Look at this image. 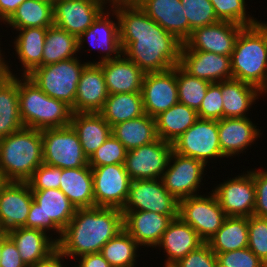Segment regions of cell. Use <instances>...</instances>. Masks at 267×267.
I'll return each mask as SVG.
<instances>
[{
  "instance_id": "c3c4849f",
  "label": "cell",
  "mask_w": 267,
  "mask_h": 267,
  "mask_svg": "<svg viewBox=\"0 0 267 267\" xmlns=\"http://www.w3.org/2000/svg\"><path fill=\"white\" fill-rule=\"evenodd\" d=\"M61 168L42 163L27 181L31 190L59 189Z\"/></svg>"
},
{
  "instance_id": "e0dca14e",
  "label": "cell",
  "mask_w": 267,
  "mask_h": 267,
  "mask_svg": "<svg viewBox=\"0 0 267 267\" xmlns=\"http://www.w3.org/2000/svg\"><path fill=\"white\" fill-rule=\"evenodd\" d=\"M242 25L227 21L196 28L183 43L181 51H203L231 56Z\"/></svg>"
},
{
  "instance_id": "836d02e7",
  "label": "cell",
  "mask_w": 267,
  "mask_h": 267,
  "mask_svg": "<svg viewBox=\"0 0 267 267\" xmlns=\"http://www.w3.org/2000/svg\"><path fill=\"white\" fill-rule=\"evenodd\" d=\"M112 134L127 151L150 144L158 139L155 118L147 114L114 125Z\"/></svg>"
},
{
  "instance_id": "f1b7e54d",
  "label": "cell",
  "mask_w": 267,
  "mask_h": 267,
  "mask_svg": "<svg viewBox=\"0 0 267 267\" xmlns=\"http://www.w3.org/2000/svg\"><path fill=\"white\" fill-rule=\"evenodd\" d=\"M220 91L223 97V118L250 117V111L252 108L255 110L257 101L267 97L256 86L236 79L221 81Z\"/></svg>"
},
{
  "instance_id": "603a6c76",
  "label": "cell",
  "mask_w": 267,
  "mask_h": 267,
  "mask_svg": "<svg viewBox=\"0 0 267 267\" xmlns=\"http://www.w3.org/2000/svg\"><path fill=\"white\" fill-rule=\"evenodd\" d=\"M204 241L199 237L198 233L192 226L185 223L179 216L173 219L167 230L163 233L161 240L153 249L162 251L165 257L162 259V265L174 266L183 259L192 250H195Z\"/></svg>"
},
{
  "instance_id": "be15d7a7",
  "label": "cell",
  "mask_w": 267,
  "mask_h": 267,
  "mask_svg": "<svg viewBox=\"0 0 267 267\" xmlns=\"http://www.w3.org/2000/svg\"><path fill=\"white\" fill-rule=\"evenodd\" d=\"M1 250H2V237L0 238V260H1Z\"/></svg>"
},
{
  "instance_id": "ffe728a7",
  "label": "cell",
  "mask_w": 267,
  "mask_h": 267,
  "mask_svg": "<svg viewBox=\"0 0 267 267\" xmlns=\"http://www.w3.org/2000/svg\"><path fill=\"white\" fill-rule=\"evenodd\" d=\"M106 8L99 0H57L54 25L79 37Z\"/></svg>"
},
{
  "instance_id": "7402d4cb",
  "label": "cell",
  "mask_w": 267,
  "mask_h": 267,
  "mask_svg": "<svg viewBox=\"0 0 267 267\" xmlns=\"http://www.w3.org/2000/svg\"><path fill=\"white\" fill-rule=\"evenodd\" d=\"M33 194L27 182H7L0 190V223L8 232L24 227Z\"/></svg>"
},
{
  "instance_id": "ab89813d",
  "label": "cell",
  "mask_w": 267,
  "mask_h": 267,
  "mask_svg": "<svg viewBox=\"0 0 267 267\" xmlns=\"http://www.w3.org/2000/svg\"><path fill=\"white\" fill-rule=\"evenodd\" d=\"M141 250L145 253L123 229L102 247L100 253L112 267H137Z\"/></svg>"
},
{
  "instance_id": "277c9868",
  "label": "cell",
  "mask_w": 267,
  "mask_h": 267,
  "mask_svg": "<svg viewBox=\"0 0 267 267\" xmlns=\"http://www.w3.org/2000/svg\"><path fill=\"white\" fill-rule=\"evenodd\" d=\"M42 163V130L22 127L0 139V170L7 182H27Z\"/></svg>"
},
{
  "instance_id": "db71d44e",
  "label": "cell",
  "mask_w": 267,
  "mask_h": 267,
  "mask_svg": "<svg viewBox=\"0 0 267 267\" xmlns=\"http://www.w3.org/2000/svg\"><path fill=\"white\" fill-rule=\"evenodd\" d=\"M67 260L70 261L58 248H56L46 258L38 261L35 265L30 267H70V262Z\"/></svg>"
},
{
  "instance_id": "7a4b0ae2",
  "label": "cell",
  "mask_w": 267,
  "mask_h": 267,
  "mask_svg": "<svg viewBox=\"0 0 267 267\" xmlns=\"http://www.w3.org/2000/svg\"><path fill=\"white\" fill-rule=\"evenodd\" d=\"M123 229V212L119 208L77 209L62 231L57 248L71 262L86 254L100 253L102 247Z\"/></svg>"
},
{
  "instance_id": "9c48e42d",
  "label": "cell",
  "mask_w": 267,
  "mask_h": 267,
  "mask_svg": "<svg viewBox=\"0 0 267 267\" xmlns=\"http://www.w3.org/2000/svg\"><path fill=\"white\" fill-rule=\"evenodd\" d=\"M208 168L204 162L198 159L186 157L172 151L167 169L163 173L161 180L169 193L180 201L191 196L203 194L201 192L203 189L206 191L209 189L204 186L205 176L210 173ZM203 186L205 188H201Z\"/></svg>"
},
{
  "instance_id": "5b68a950",
  "label": "cell",
  "mask_w": 267,
  "mask_h": 267,
  "mask_svg": "<svg viewBox=\"0 0 267 267\" xmlns=\"http://www.w3.org/2000/svg\"><path fill=\"white\" fill-rule=\"evenodd\" d=\"M18 97L24 127L43 130L70 125L71 107L48 96L27 76L18 75Z\"/></svg>"
},
{
  "instance_id": "74e56055",
  "label": "cell",
  "mask_w": 267,
  "mask_h": 267,
  "mask_svg": "<svg viewBox=\"0 0 267 267\" xmlns=\"http://www.w3.org/2000/svg\"><path fill=\"white\" fill-rule=\"evenodd\" d=\"M24 127L21 121L18 75L12 76L0 88V139Z\"/></svg>"
},
{
  "instance_id": "52a82bcc",
  "label": "cell",
  "mask_w": 267,
  "mask_h": 267,
  "mask_svg": "<svg viewBox=\"0 0 267 267\" xmlns=\"http://www.w3.org/2000/svg\"><path fill=\"white\" fill-rule=\"evenodd\" d=\"M75 57L57 63L38 66L27 77L48 96L74 106L77 85L84 67L89 63L86 59Z\"/></svg>"
},
{
  "instance_id": "4dcf8cb0",
  "label": "cell",
  "mask_w": 267,
  "mask_h": 267,
  "mask_svg": "<svg viewBox=\"0 0 267 267\" xmlns=\"http://www.w3.org/2000/svg\"><path fill=\"white\" fill-rule=\"evenodd\" d=\"M59 189L76 209L95 207L92 171L89 165L61 169Z\"/></svg>"
},
{
  "instance_id": "6125c7cd",
  "label": "cell",
  "mask_w": 267,
  "mask_h": 267,
  "mask_svg": "<svg viewBox=\"0 0 267 267\" xmlns=\"http://www.w3.org/2000/svg\"><path fill=\"white\" fill-rule=\"evenodd\" d=\"M41 1H45L47 3L54 5L57 0H41Z\"/></svg>"
},
{
  "instance_id": "d590c367",
  "label": "cell",
  "mask_w": 267,
  "mask_h": 267,
  "mask_svg": "<svg viewBox=\"0 0 267 267\" xmlns=\"http://www.w3.org/2000/svg\"><path fill=\"white\" fill-rule=\"evenodd\" d=\"M113 127L133 118L145 115L142 93L109 94L98 112Z\"/></svg>"
},
{
  "instance_id": "816d5d0a",
  "label": "cell",
  "mask_w": 267,
  "mask_h": 267,
  "mask_svg": "<svg viewBox=\"0 0 267 267\" xmlns=\"http://www.w3.org/2000/svg\"><path fill=\"white\" fill-rule=\"evenodd\" d=\"M0 267H27L14 242L5 233L2 236Z\"/></svg>"
},
{
  "instance_id": "f907efd6",
  "label": "cell",
  "mask_w": 267,
  "mask_h": 267,
  "mask_svg": "<svg viewBox=\"0 0 267 267\" xmlns=\"http://www.w3.org/2000/svg\"><path fill=\"white\" fill-rule=\"evenodd\" d=\"M264 167L252 168L256 189V204L253 215L267 218V168L265 165Z\"/></svg>"
},
{
  "instance_id": "f546056e",
  "label": "cell",
  "mask_w": 267,
  "mask_h": 267,
  "mask_svg": "<svg viewBox=\"0 0 267 267\" xmlns=\"http://www.w3.org/2000/svg\"><path fill=\"white\" fill-rule=\"evenodd\" d=\"M27 267L35 265L57 248V242L39 229L18 227L6 232Z\"/></svg>"
},
{
  "instance_id": "ba28073f",
  "label": "cell",
  "mask_w": 267,
  "mask_h": 267,
  "mask_svg": "<svg viewBox=\"0 0 267 267\" xmlns=\"http://www.w3.org/2000/svg\"><path fill=\"white\" fill-rule=\"evenodd\" d=\"M172 145L174 152L198 159L209 169L215 168L210 165L217 163V160L219 165L228 161L220 148L218 120L198 118Z\"/></svg>"
},
{
  "instance_id": "94428289",
  "label": "cell",
  "mask_w": 267,
  "mask_h": 267,
  "mask_svg": "<svg viewBox=\"0 0 267 267\" xmlns=\"http://www.w3.org/2000/svg\"><path fill=\"white\" fill-rule=\"evenodd\" d=\"M6 233V231L3 229L1 223H0V238Z\"/></svg>"
},
{
  "instance_id": "60d3db41",
  "label": "cell",
  "mask_w": 267,
  "mask_h": 267,
  "mask_svg": "<svg viewBox=\"0 0 267 267\" xmlns=\"http://www.w3.org/2000/svg\"><path fill=\"white\" fill-rule=\"evenodd\" d=\"M178 101L181 104L198 110L210 82L191 76L180 65L176 66Z\"/></svg>"
},
{
  "instance_id": "bcb514c9",
  "label": "cell",
  "mask_w": 267,
  "mask_h": 267,
  "mask_svg": "<svg viewBox=\"0 0 267 267\" xmlns=\"http://www.w3.org/2000/svg\"><path fill=\"white\" fill-rule=\"evenodd\" d=\"M215 255L218 267H266L248 247Z\"/></svg>"
},
{
  "instance_id": "3957f363",
  "label": "cell",
  "mask_w": 267,
  "mask_h": 267,
  "mask_svg": "<svg viewBox=\"0 0 267 267\" xmlns=\"http://www.w3.org/2000/svg\"><path fill=\"white\" fill-rule=\"evenodd\" d=\"M233 79L259 88L267 96V21L244 27L231 55Z\"/></svg>"
},
{
  "instance_id": "680465c9",
  "label": "cell",
  "mask_w": 267,
  "mask_h": 267,
  "mask_svg": "<svg viewBox=\"0 0 267 267\" xmlns=\"http://www.w3.org/2000/svg\"><path fill=\"white\" fill-rule=\"evenodd\" d=\"M6 183H7L6 179L4 178L3 174L0 173V190Z\"/></svg>"
},
{
  "instance_id": "d4e9b609",
  "label": "cell",
  "mask_w": 267,
  "mask_h": 267,
  "mask_svg": "<svg viewBox=\"0 0 267 267\" xmlns=\"http://www.w3.org/2000/svg\"><path fill=\"white\" fill-rule=\"evenodd\" d=\"M180 66L191 76L210 83L233 79L231 56L203 51H181Z\"/></svg>"
},
{
  "instance_id": "cb8c5ba5",
  "label": "cell",
  "mask_w": 267,
  "mask_h": 267,
  "mask_svg": "<svg viewBox=\"0 0 267 267\" xmlns=\"http://www.w3.org/2000/svg\"><path fill=\"white\" fill-rule=\"evenodd\" d=\"M105 78L98 63H88L80 76L77 85L73 113L99 112L108 97Z\"/></svg>"
},
{
  "instance_id": "44dd1931",
  "label": "cell",
  "mask_w": 267,
  "mask_h": 267,
  "mask_svg": "<svg viewBox=\"0 0 267 267\" xmlns=\"http://www.w3.org/2000/svg\"><path fill=\"white\" fill-rule=\"evenodd\" d=\"M122 212L124 230L141 248H144L145 252L148 248V251L150 248L153 251L169 223L178 217V215H162L152 211Z\"/></svg>"
},
{
  "instance_id": "8992f818",
  "label": "cell",
  "mask_w": 267,
  "mask_h": 267,
  "mask_svg": "<svg viewBox=\"0 0 267 267\" xmlns=\"http://www.w3.org/2000/svg\"><path fill=\"white\" fill-rule=\"evenodd\" d=\"M31 191L33 202L24 227L42 230L57 242L74 217L76 207L60 189Z\"/></svg>"
},
{
  "instance_id": "8fae6325",
  "label": "cell",
  "mask_w": 267,
  "mask_h": 267,
  "mask_svg": "<svg viewBox=\"0 0 267 267\" xmlns=\"http://www.w3.org/2000/svg\"><path fill=\"white\" fill-rule=\"evenodd\" d=\"M43 163L61 169L88 165L77 132L71 125L42 130Z\"/></svg>"
},
{
  "instance_id": "681fc988",
  "label": "cell",
  "mask_w": 267,
  "mask_h": 267,
  "mask_svg": "<svg viewBox=\"0 0 267 267\" xmlns=\"http://www.w3.org/2000/svg\"><path fill=\"white\" fill-rule=\"evenodd\" d=\"M174 267H218L215 253L207 242L188 253Z\"/></svg>"
},
{
  "instance_id": "91938a15",
  "label": "cell",
  "mask_w": 267,
  "mask_h": 267,
  "mask_svg": "<svg viewBox=\"0 0 267 267\" xmlns=\"http://www.w3.org/2000/svg\"><path fill=\"white\" fill-rule=\"evenodd\" d=\"M0 37H4V36L0 35ZM1 40H2V38H0V57L6 52V50H11V49H9V48H8V49H5V48L1 47V46H2V42H3V41H1ZM2 48H3L4 50H3Z\"/></svg>"
},
{
  "instance_id": "6f0895ef",
  "label": "cell",
  "mask_w": 267,
  "mask_h": 267,
  "mask_svg": "<svg viewBox=\"0 0 267 267\" xmlns=\"http://www.w3.org/2000/svg\"><path fill=\"white\" fill-rule=\"evenodd\" d=\"M106 9H115L123 6H139L143 0H99ZM109 7V8H108Z\"/></svg>"
},
{
  "instance_id": "ee69618b",
  "label": "cell",
  "mask_w": 267,
  "mask_h": 267,
  "mask_svg": "<svg viewBox=\"0 0 267 267\" xmlns=\"http://www.w3.org/2000/svg\"><path fill=\"white\" fill-rule=\"evenodd\" d=\"M126 153L124 145L111 134L88 159V165L94 168L109 164H124Z\"/></svg>"
},
{
  "instance_id": "8d00e7d4",
  "label": "cell",
  "mask_w": 267,
  "mask_h": 267,
  "mask_svg": "<svg viewBox=\"0 0 267 267\" xmlns=\"http://www.w3.org/2000/svg\"><path fill=\"white\" fill-rule=\"evenodd\" d=\"M214 253L248 247V217H226L221 228L207 241Z\"/></svg>"
},
{
  "instance_id": "1f68e13d",
  "label": "cell",
  "mask_w": 267,
  "mask_h": 267,
  "mask_svg": "<svg viewBox=\"0 0 267 267\" xmlns=\"http://www.w3.org/2000/svg\"><path fill=\"white\" fill-rule=\"evenodd\" d=\"M70 125L77 132L88 159L112 134V127L98 112L73 113Z\"/></svg>"
},
{
  "instance_id": "f5cc1de1",
  "label": "cell",
  "mask_w": 267,
  "mask_h": 267,
  "mask_svg": "<svg viewBox=\"0 0 267 267\" xmlns=\"http://www.w3.org/2000/svg\"><path fill=\"white\" fill-rule=\"evenodd\" d=\"M73 262L72 267H112L101 253L86 254Z\"/></svg>"
},
{
  "instance_id": "7dc6e473",
  "label": "cell",
  "mask_w": 267,
  "mask_h": 267,
  "mask_svg": "<svg viewBox=\"0 0 267 267\" xmlns=\"http://www.w3.org/2000/svg\"><path fill=\"white\" fill-rule=\"evenodd\" d=\"M198 118L220 120L223 118V97L220 82L210 83L206 95L197 110Z\"/></svg>"
},
{
  "instance_id": "e7e4bbea",
  "label": "cell",
  "mask_w": 267,
  "mask_h": 267,
  "mask_svg": "<svg viewBox=\"0 0 267 267\" xmlns=\"http://www.w3.org/2000/svg\"><path fill=\"white\" fill-rule=\"evenodd\" d=\"M160 267H174V266H166V265H163V266H160Z\"/></svg>"
},
{
  "instance_id": "d6986e66",
  "label": "cell",
  "mask_w": 267,
  "mask_h": 267,
  "mask_svg": "<svg viewBox=\"0 0 267 267\" xmlns=\"http://www.w3.org/2000/svg\"><path fill=\"white\" fill-rule=\"evenodd\" d=\"M252 116L246 118H222L218 120V134L222 154L228 159L246 155L261 137L263 127L252 121ZM255 122V123H254ZM257 124V125H256ZM259 138V139H258Z\"/></svg>"
},
{
  "instance_id": "6da1fadb",
  "label": "cell",
  "mask_w": 267,
  "mask_h": 267,
  "mask_svg": "<svg viewBox=\"0 0 267 267\" xmlns=\"http://www.w3.org/2000/svg\"><path fill=\"white\" fill-rule=\"evenodd\" d=\"M113 10L119 21L123 54L144 73L161 72L180 65L183 43L152 20L140 6Z\"/></svg>"
},
{
  "instance_id": "7c38bea8",
  "label": "cell",
  "mask_w": 267,
  "mask_h": 267,
  "mask_svg": "<svg viewBox=\"0 0 267 267\" xmlns=\"http://www.w3.org/2000/svg\"><path fill=\"white\" fill-rule=\"evenodd\" d=\"M178 216L192 226L204 242L221 228L227 217L212 191L180 200Z\"/></svg>"
},
{
  "instance_id": "11a10c76",
  "label": "cell",
  "mask_w": 267,
  "mask_h": 267,
  "mask_svg": "<svg viewBox=\"0 0 267 267\" xmlns=\"http://www.w3.org/2000/svg\"><path fill=\"white\" fill-rule=\"evenodd\" d=\"M25 0H0V25L4 24Z\"/></svg>"
},
{
  "instance_id": "f6af8a7d",
  "label": "cell",
  "mask_w": 267,
  "mask_h": 267,
  "mask_svg": "<svg viewBox=\"0 0 267 267\" xmlns=\"http://www.w3.org/2000/svg\"><path fill=\"white\" fill-rule=\"evenodd\" d=\"M248 248L267 265V218L248 217Z\"/></svg>"
},
{
  "instance_id": "484cf974",
  "label": "cell",
  "mask_w": 267,
  "mask_h": 267,
  "mask_svg": "<svg viewBox=\"0 0 267 267\" xmlns=\"http://www.w3.org/2000/svg\"><path fill=\"white\" fill-rule=\"evenodd\" d=\"M16 36H10L13 41H9L13 45L14 60L21 64L19 68L16 67L19 76H27L32 70L38 66H43V49L45 44V37L47 28H23L12 31ZM19 69V70H18Z\"/></svg>"
},
{
  "instance_id": "d6a6232c",
  "label": "cell",
  "mask_w": 267,
  "mask_h": 267,
  "mask_svg": "<svg viewBox=\"0 0 267 267\" xmlns=\"http://www.w3.org/2000/svg\"><path fill=\"white\" fill-rule=\"evenodd\" d=\"M198 119L197 111L177 103L155 117L158 138L173 143Z\"/></svg>"
},
{
  "instance_id": "83f0119b",
  "label": "cell",
  "mask_w": 267,
  "mask_h": 267,
  "mask_svg": "<svg viewBox=\"0 0 267 267\" xmlns=\"http://www.w3.org/2000/svg\"><path fill=\"white\" fill-rule=\"evenodd\" d=\"M98 64L102 68L109 94L141 93L145 73L124 54Z\"/></svg>"
},
{
  "instance_id": "f35d334b",
  "label": "cell",
  "mask_w": 267,
  "mask_h": 267,
  "mask_svg": "<svg viewBox=\"0 0 267 267\" xmlns=\"http://www.w3.org/2000/svg\"><path fill=\"white\" fill-rule=\"evenodd\" d=\"M78 37L52 25L47 28L43 49V66L78 56Z\"/></svg>"
},
{
  "instance_id": "4fadbf2b",
  "label": "cell",
  "mask_w": 267,
  "mask_h": 267,
  "mask_svg": "<svg viewBox=\"0 0 267 267\" xmlns=\"http://www.w3.org/2000/svg\"><path fill=\"white\" fill-rule=\"evenodd\" d=\"M236 175V176H235ZM234 177H226L222 182L213 185L220 207L228 217H250L254 214L256 189L252 168ZM215 186V187H214Z\"/></svg>"
},
{
  "instance_id": "2e32d148",
  "label": "cell",
  "mask_w": 267,
  "mask_h": 267,
  "mask_svg": "<svg viewBox=\"0 0 267 267\" xmlns=\"http://www.w3.org/2000/svg\"><path fill=\"white\" fill-rule=\"evenodd\" d=\"M95 207L122 209L126 203L131 178L124 164L91 168Z\"/></svg>"
},
{
  "instance_id": "30bf717a",
  "label": "cell",
  "mask_w": 267,
  "mask_h": 267,
  "mask_svg": "<svg viewBox=\"0 0 267 267\" xmlns=\"http://www.w3.org/2000/svg\"><path fill=\"white\" fill-rule=\"evenodd\" d=\"M86 46L88 47L87 49L85 48ZM93 49L94 51L97 50L100 55L96 56L98 61L92 58L93 61L90 59L89 63L117 59L123 54L119 38V21L113 9H105L93 24L78 37L80 57L83 55V51H89L90 54Z\"/></svg>"
},
{
  "instance_id": "7bdbcfd3",
  "label": "cell",
  "mask_w": 267,
  "mask_h": 267,
  "mask_svg": "<svg viewBox=\"0 0 267 267\" xmlns=\"http://www.w3.org/2000/svg\"><path fill=\"white\" fill-rule=\"evenodd\" d=\"M190 26V35L199 27L219 22L209 0H180Z\"/></svg>"
},
{
  "instance_id": "b9f144b4",
  "label": "cell",
  "mask_w": 267,
  "mask_h": 267,
  "mask_svg": "<svg viewBox=\"0 0 267 267\" xmlns=\"http://www.w3.org/2000/svg\"><path fill=\"white\" fill-rule=\"evenodd\" d=\"M219 21H227L244 27L256 25L260 19L248 11L250 0H209ZM249 1V2H247Z\"/></svg>"
},
{
  "instance_id": "e575fe53",
  "label": "cell",
  "mask_w": 267,
  "mask_h": 267,
  "mask_svg": "<svg viewBox=\"0 0 267 267\" xmlns=\"http://www.w3.org/2000/svg\"><path fill=\"white\" fill-rule=\"evenodd\" d=\"M15 31L23 28H48L54 25L53 5L41 0H25L2 25Z\"/></svg>"
},
{
  "instance_id": "9a60e30c",
  "label": "cell",
  "mask_w": 267,
  "mask_h": 267,
  "mask_svg": "<svg viewBox=\"0 0 267 267\" xmlns=\"http://www.w3.org/2000/svg\"><path fill=\"white\" fill-rule=\"evenodd\" d=\"M173 145L160 138L127 151L125 170L131 180L161 179L167 169Z\"/></svg>"
},
{
  "instance_id": "9f6ffc18",
  "label": "cell",
  "mask_w": 267,
  "mask_h": 267,
  "mask_svg": "<svg viewBox=\"0 0 267 267\" xmlns=\"http://www.w3.org/2000/svg\"><path fill=\"white\" fill-rule=\"evenodd\" d=\"M4 53L0 57V88L12 77L18 75L15 69H13V61H9ZM8 60V61H7ZM11 63V64H10ZM15 71V72H13Z\"/></svg>"
},
{
  "instance_id": "ac0fdd59",
  "label": "cell",
  "mask_w": 267,
  "mask_h": 267,
  "mask_svg": "<svg viewBox=\"0 0 267 267\" xmlns=\"http://www.w3.org/2000/svg\"><path fill=\"white\" fill-rule=\"evenodd\" d=\"M141 93L145 114L153 118L177 104L176 66L161 72L145 73Z\"/></svg>"
},
{
  "instance_id": "5bb4252c",
  "label": "cell",
  "mask_w": 267,
  "mask_h": 267,
  "mask_svg": "<svg viewBox=\"0 0 267 267\" xmlns=\"http://www.w3.org/2000/svg\"><path fill=\"white\" fill-rule=\"evenodd\" d=\"M179 201L164 187L161 179L132 180L122 211H152L178 215Z\"/></svg>"
},
{
  "instance_id": "4316f807",
  "label": "cell",
  "mask_w": 267,
  "mask_h": 267,
  "mask_svg": "<svg viewBox=\"0 0 267 267\" xmlns=\"http://www.w3.org/2000/svg\"><path fill=\"white\" fill-rule=\"evenodd\" d=\"M140 8L165 31L184 43L190 26L180 0H143Z\"/></svg>"
}]
</instances>
